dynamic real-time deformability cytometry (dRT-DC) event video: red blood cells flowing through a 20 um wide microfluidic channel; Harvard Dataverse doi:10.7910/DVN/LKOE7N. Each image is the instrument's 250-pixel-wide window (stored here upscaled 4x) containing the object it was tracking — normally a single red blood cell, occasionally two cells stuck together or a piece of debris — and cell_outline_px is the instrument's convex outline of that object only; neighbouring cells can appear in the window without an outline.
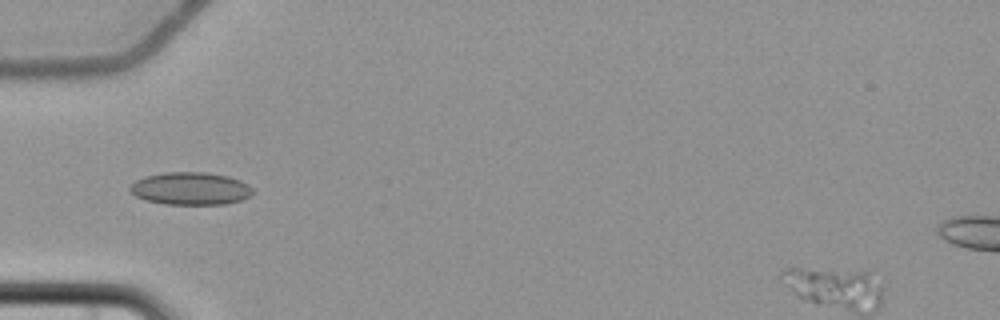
{"species": "common noctule bat (a hibernating species)", "species_latin": "Nyctalus noctula", "temperature_condition": "cold", "stored_images_in_passage": 7, "camera_frame_rate_fps": 3000, "um_per_image_px": 0.085, "animal": {"sex": "female", "body_mass_g": 22.7, "forearm_length_mm": 54.2}, "frame": {"image": 1, "passage_image": 6, "time_ms": 6.0, "image_size_px": [1000, 320], "cell_outline_px": [[252, 192], [248, 196], [240, 200], [224, 204], [164, 204], [144, 200], [136, 196], [128, 188], [136, 180], [144, 176], [164, 172], [208, 172], [228, 176], [240, 180], [248, 184], [252, 188]], "centroid_in_image_um": [16.17, 16.02], "position_along_channel_um": 68.8, "area_um2": 23.35}}
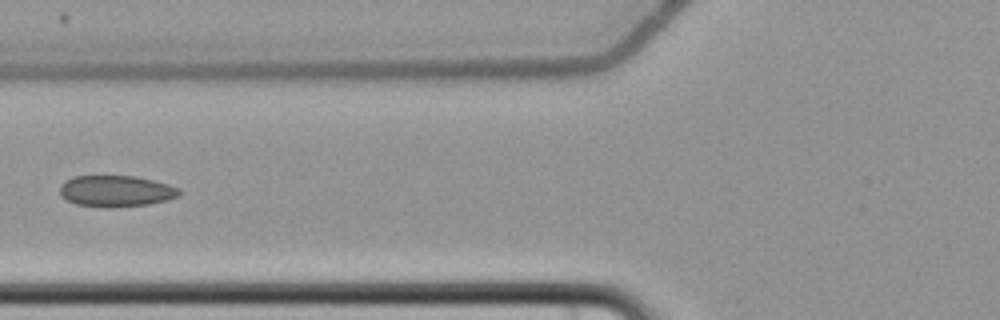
{"frame": {"image": 2, "passage_image": 7, "time_ms": 7.333, "image_size_px": [1000, 320], "cell_outline_px": [[180, 196], [168, 200], [148, 204], [116, 208], [108, 208], [76, 204], [68, 200], [60, 192], [60, 184], [64, 180], [72, 176], [136, 176], [168, 184], [180, 188]], "centroid_in_image_um": [9.88, 16.24], "position_along_channel_um": 115.9, "area_um2": 21.96}}